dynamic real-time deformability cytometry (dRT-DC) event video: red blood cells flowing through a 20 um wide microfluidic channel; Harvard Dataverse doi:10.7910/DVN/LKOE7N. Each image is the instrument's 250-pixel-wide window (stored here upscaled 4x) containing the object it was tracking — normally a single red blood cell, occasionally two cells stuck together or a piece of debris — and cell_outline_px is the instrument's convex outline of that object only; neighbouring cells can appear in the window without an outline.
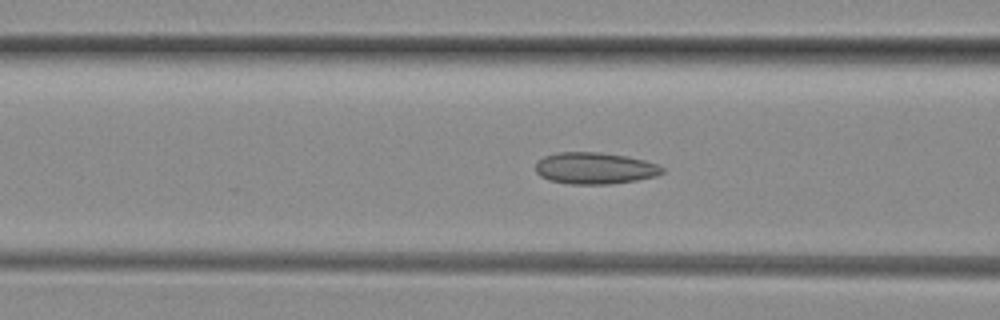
{"species": "common noctule bat (a hibernating species)", "species_latin": "Nyctalus noctula", "temperature_condition": "room temperature", "stored_images_in_passage": 42, "camera_frame_rate_fps": 3000, "um_per_image_px": 0.085, "animal": {"sex": "female", "body_mass_g": 29.2, "forearm_length_mm": 56.3}, "frame": {"image": 1, "passage_image": 19, "time_ms": 6.0, "image_size_px": [1000, 320], "cell_outline_px": [[664, 172], [656, 176], [636, 180], [612, 184], [568, 184], [548, 180], [540, 176], [536, 172], [536, 164], [544, 156], [560, 152], [600, 152], [628, 156], [644, 160], [656, 164], [664, 168]], "centroid_in_image_um": [50.56, 14.3], "position_along_channel_um": 116.0, "area_um2": 23.41}}
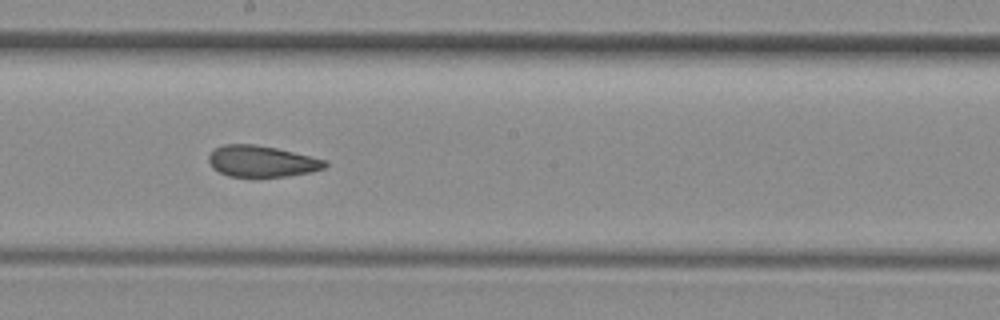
{"frame": {"image": 2, "passage_image": 27, "time_ms": 8.667, "image_size_px": [1000, 320], "cell_outline_px": [[328, 164], [324, 168], [308, 172], [288, 176], [228, 176], [212, 168], [208, 160], [208, 156], [216, 148], [224, 144], [256, 144], [276, 148], [324, 160]], "centroid_in_image_um": [22.2, 13.7], "position_along_channel_um": 226.0, "area_um2": 20.81}}
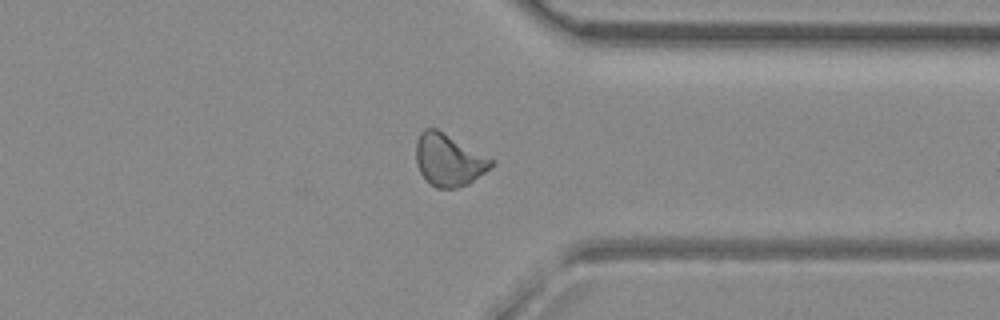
{"frame": {"image": 3, "passage_image": 38, "time_ms": 12.333, "image_size_px": [1000, 320], "cell_outline_px": [[496, 160], [484, 172], [468, 184], [456, 188], [436, 188], [420, 172], [416, 164], [416, 140], [420, 132], [424, 128], [436, 128]], "centroid_in_image_um": [38.12, 13.57], "position_along_channel_um": 373.3, "area_um2": 22.72}}